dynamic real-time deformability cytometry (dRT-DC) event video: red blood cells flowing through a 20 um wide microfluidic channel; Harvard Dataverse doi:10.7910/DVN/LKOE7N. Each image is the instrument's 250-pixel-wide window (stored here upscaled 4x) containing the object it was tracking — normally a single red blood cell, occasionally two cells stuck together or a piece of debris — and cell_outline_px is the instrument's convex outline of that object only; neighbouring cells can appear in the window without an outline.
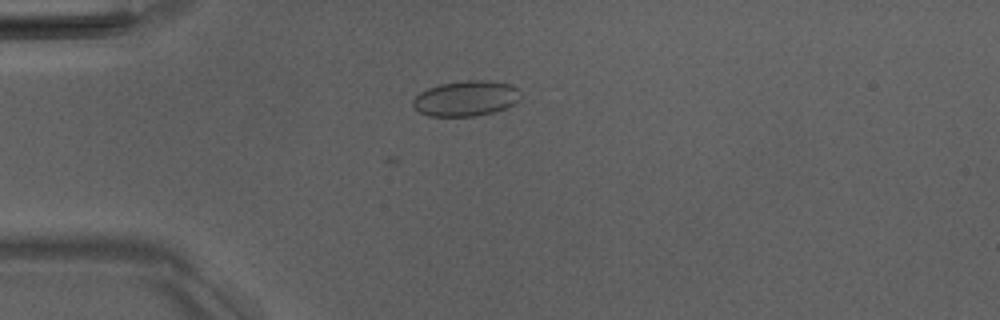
{"species": "Egyptian fruit bat (a non-hibernating species)", "species_latin": "Rousettus aegyptiacus", "temperature_condition": "room temperature", "stored_images_in_passage": 14, "camera_frame_rate_fps": 3000, "um_per_image_px": 0.085, "animal": {"sex": "male"}, "frame": {"image": 1, "passage_image": 1, "time_ms": 0.0, "image_size_px": [1000, 320], "cell_outline_px": [[520, 100], [504, 108], [492, 112], [476, 116], [428, 116], [420, 112], [412, 104], [412, 100], [420, 92], [428, 88], [440, 84], [464, 80], [484, 80], [512, 84], [516, 88]], "centroid_in_image_um": [39.58, 8.36], "position_along_channel_um": 45.4, "area_um2": 22.02}}
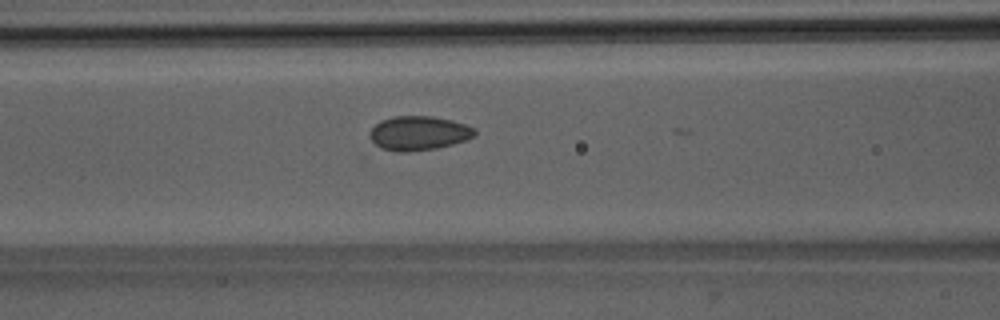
{"frame": {"image": 2, "passage_image": 9, "time_ms": 2.667, "image_size_px": [1000, 320], "cell_outline_px": [[476, 136], [452, 144], [436, 148], [408, 152], [396, 152], [380, 148], [368, 136], [368, 132], [380, 120], [392, 116], [432, 116], [452, 120], [476, 128]], "centroid_in_image_um": [35.57, 11.31], "position_along_channel_um": 131.0, "area_um2": 21.1}}